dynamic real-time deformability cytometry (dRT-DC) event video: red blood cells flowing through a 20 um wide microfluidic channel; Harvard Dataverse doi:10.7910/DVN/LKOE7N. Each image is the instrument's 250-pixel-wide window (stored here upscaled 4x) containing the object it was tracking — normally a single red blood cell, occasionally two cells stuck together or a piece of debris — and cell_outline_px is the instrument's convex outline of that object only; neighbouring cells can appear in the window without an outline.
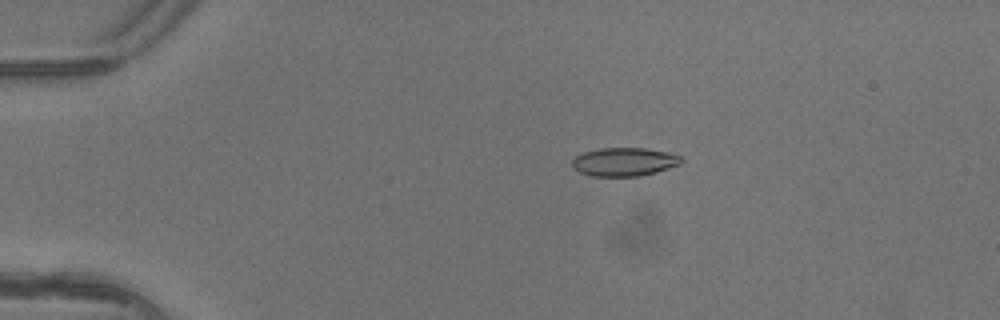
{"species": "common noctule bat (a hibernating species)", "species_latin": "Nyctalus noctula", "temperature_condition": "warm", "stored_images_in_passage": 5, "camera_frame_rate_fps": 3000, "um_per_image_px": 0.085, "animal": {"sex": "female"}, "frame": {"image": 1, "passage_image": 3, "time_ms": 0.667, "image_size_px": [1000, 320], "cell_outline_px": [[684, 160], [680, 164], [656, 172], [640, 176], [592, 176], [580, 172], [572, 168], [572, 160], [576, 156], [584, 152], [600, 148], [644, 148], [668, 152], [680, 156]], "centroid_in_image_um": [53.05, 13.75], "position_along_channel_um": 31.9, "area_um2": 18.09}}
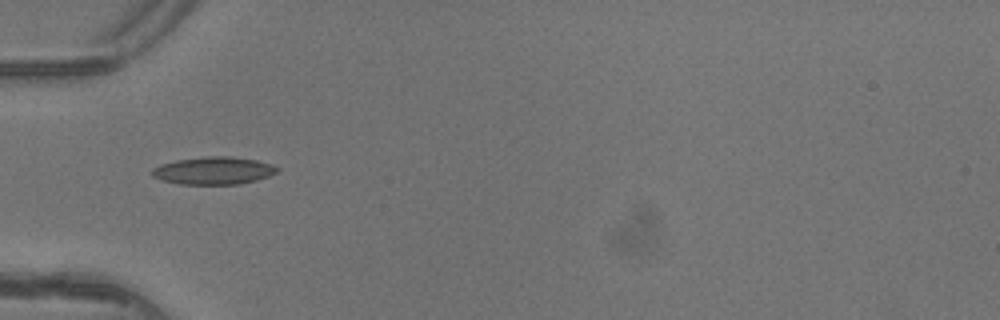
{"frame": {"image": 2, "passage_image": 5, "time_ms": 1.333, "image_size_px": [1000, 320], "cell_outline_px": [[280, 168], [276, 172], [268, 176], [256, 180], [240, 184], [180, 184], [160, 180], [152, 176], [152, 168], [160, 164], [176, 160], [208, 156], [232, 156], [256, 160], [272, 164]], "centroid_in_image_um": [18.14, 14.5], "position_along_channel_um": 66.9, "area_um2": 20.17}}